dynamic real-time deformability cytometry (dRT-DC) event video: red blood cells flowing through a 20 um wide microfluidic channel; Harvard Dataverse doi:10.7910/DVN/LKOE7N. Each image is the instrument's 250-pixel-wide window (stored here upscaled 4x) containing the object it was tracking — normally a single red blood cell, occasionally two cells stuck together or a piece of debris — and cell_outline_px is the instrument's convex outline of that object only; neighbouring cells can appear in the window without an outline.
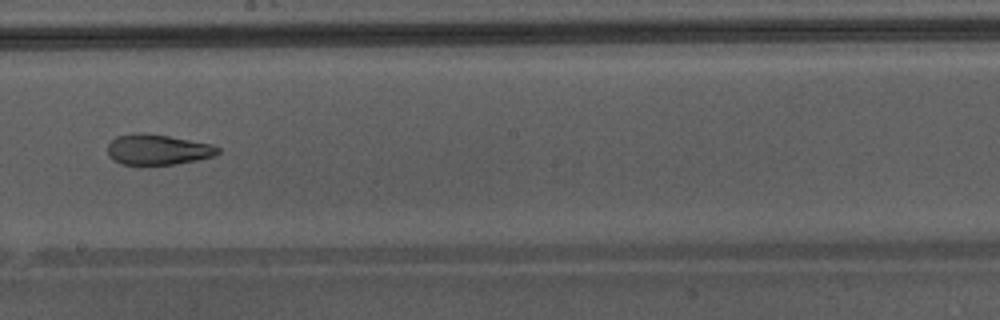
{"species": "Egyptian fruit bat (a non-hibernating species)", "species_latin": "Rousettus aegyptiacus", "temperature_condition": "warm", "stored_images_in_passage": 46, "camera_frame_rate_fps": 3000, "um_per_image_px": 0.085, "animal": {"sex": "male"}, "frame": {"image": 1, "passage_image": 27, "time_ms": 8.667, "image_size_px": [1000, 320], "cell_outline_px": [[220, 152], [212, 156], [196, 160], [176, 164], [120, 164], [112, 160], [108, 156], [108, 144], [116, 136], [140, 132], [168, 136], [212, 144], [220, 148]], "centroid_in_image_um": [13.38, 12.71], "position_along_channel_um": 234.8, "area_um2": 19.48}, "authors_computed_cell_mechanics": {"area_um2": 23.4379, "velocity_mm_per_s": 4.3765, "shape_relaxation_time_tau1_ms": null, "shape_relaxation_time_tau2_ms": 2.0436, "deformation_change_tau1": null, "deformation_change_tau2": 0.1029}}